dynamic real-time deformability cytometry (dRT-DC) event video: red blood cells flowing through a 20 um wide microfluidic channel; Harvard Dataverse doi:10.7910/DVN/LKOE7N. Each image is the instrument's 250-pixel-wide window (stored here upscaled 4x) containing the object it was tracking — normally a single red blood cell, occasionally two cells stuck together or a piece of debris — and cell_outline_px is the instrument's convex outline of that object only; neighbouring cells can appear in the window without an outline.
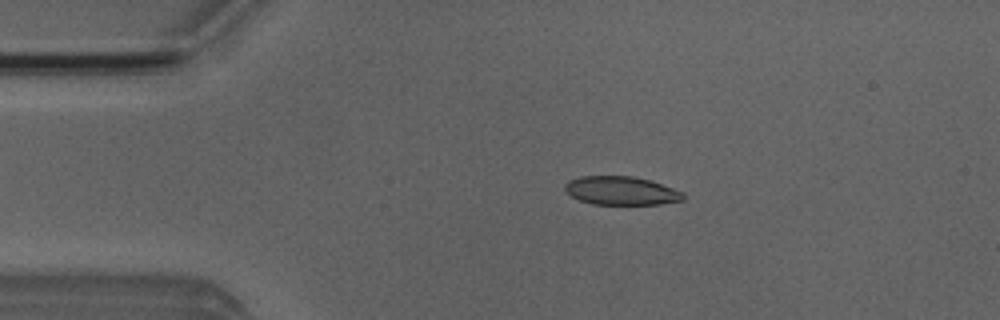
{"species": "Egyptian fruit bat (a non-hibernating species)", "species_latin": "Rousettus aegyptiacus", "temperature_condition": "room temperature", "stored_images_in_passage": 4, "camera_frame_rate_fps": 3000, "um_per_image_px": 0.085, "animal": {"sex": "male"}, "frame": {"image": 1, "passage_image": 3, "time_ms": 2.333, "image_size_px": [1000, 320], "cell_outline_px": [[684, 200], [660, 204], [592, 204], [580, 200], [572, 196], [564, 188], [564, 184], [568, 180], [580, 176], [632, 176], [652, 180], [684, 192]], "centroid_in_image_um": [52.82, 16.2], "position_along_channel_um": 32.2, "area_um2": 19.77}}